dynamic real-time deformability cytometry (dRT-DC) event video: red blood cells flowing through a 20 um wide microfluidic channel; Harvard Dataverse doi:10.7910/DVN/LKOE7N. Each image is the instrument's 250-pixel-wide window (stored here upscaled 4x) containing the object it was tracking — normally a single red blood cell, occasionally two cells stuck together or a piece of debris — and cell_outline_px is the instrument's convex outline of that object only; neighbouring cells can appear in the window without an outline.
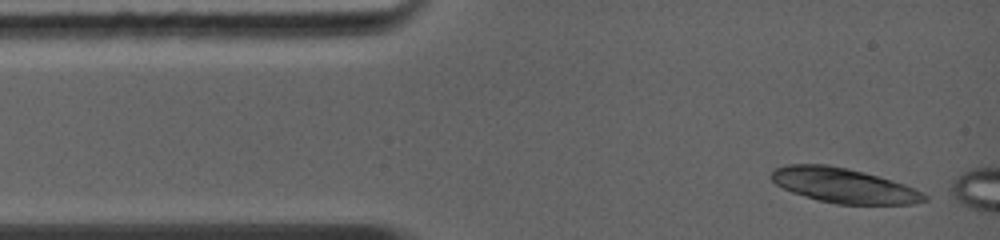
{"species": "common noctule bat (a hibernating species)", "species_latin": "Nyctalus noctula", "temperature_condition": "warm", "stored_images_in_passage": 4, "camera_frame_rate_fps": 5000, "um_per_image_px": 0.085, "animal": {"sex": "female", "body_mass_g": 19.0, "forearm_length_mm": 56.7}, "frame": {"image": 1, "passage_image": 1, "time_ms": 0.0, "image_size_px": [1000, 240], "cell_outline_px": [[928, 200], [916, 204], [836, 204], [820, 200], [792, 192], [776, 184], [768, 176], [776, 168], [788, 164], [824, 164], [844, 168], [876, 176], [904, 184], [924, 192], [928, 196]], "centroid_in_image_um": [71.73, 15.78], "position_along_channel_um": 13.3, "area_um2": 30.63}}